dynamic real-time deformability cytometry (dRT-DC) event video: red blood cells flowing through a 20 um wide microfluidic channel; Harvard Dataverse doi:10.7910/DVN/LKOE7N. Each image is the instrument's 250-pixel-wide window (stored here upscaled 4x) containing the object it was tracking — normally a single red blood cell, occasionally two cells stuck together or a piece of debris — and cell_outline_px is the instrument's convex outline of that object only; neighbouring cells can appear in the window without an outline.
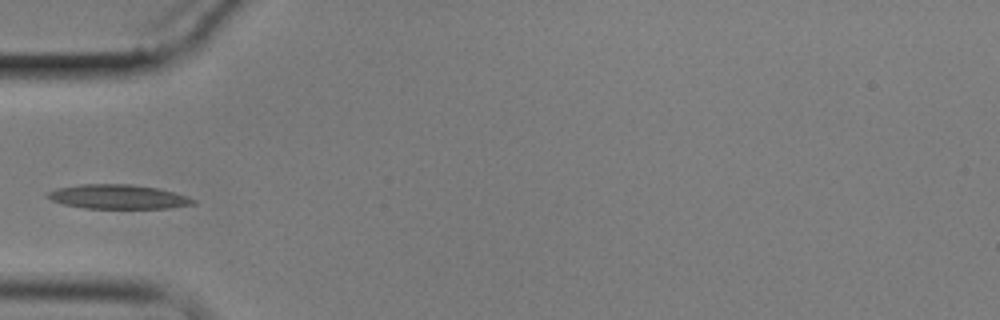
{"species": "common noctule bat (a hibernating species)", "species_latin": "Nyctalus noctula", "temperature_condition": "cold", "stored_images_in_passage": 9, "camera_frame_rate_fps": 3000, "um_per_image_px": 0.085, "animal": {"sex": "male", "body_mass_g": 17.9}, "frame": {"image": 1, "passage_image": 4, "time_ms": 3.333, "image_size_px": [1000, 320], "cell_outline_px": [[196, 204], [168, 208], [84, 208], [64, 204], [52, 200], [48, 196], [48, 192], [56, 188], [80, 184], [132, 184], [156, 188], [188, 196], [196, 200]], "centroid_in_image_um": [10.06, 16.72], "position_along_channel_um": 74.9, "area_um2": 20.46}}
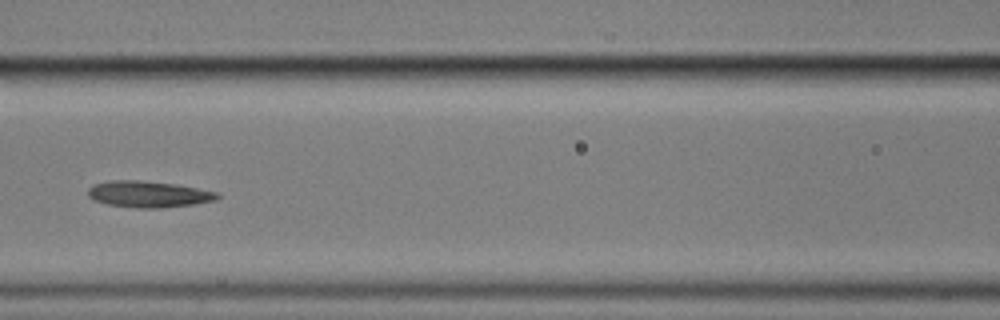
{"frame": {"image": 2, "passage_image": 6, "time_ms": 5.667, "image_size_px": [1000, 320], "cell_outline_px": [[220, 196], [216, 200], [196, 204], [164, 208], [136, 208], [108, 204], [96, 200], [88, 196], [88, 188], [92, 184], [112, 180], [140, 180], [176, 184], [220, 192]], "centroid_in_image_um": [12.67, 16.5], "position_along_channel_um": 153.9, "area_um2": 20.06}}
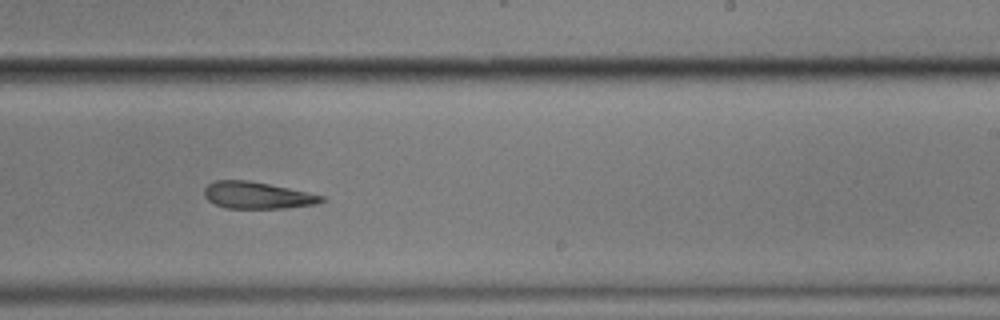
{"frame": {"image": 3, "passage_image": 9, "time_ms": 9.0, "image_size_px": [1000, 320], "cell_outline_px": [[328, 200], [316, 204], [284, 208], [224, 208], [208, 200], [204, 196], [204, 188], [208, 184], [216, 180], [248, 180], [288, 188], [324, 196]], "centroid_in_image_um": [21.86, 16.6], "position_along_channel_um": 267.1, "area_um2": 18.26}}